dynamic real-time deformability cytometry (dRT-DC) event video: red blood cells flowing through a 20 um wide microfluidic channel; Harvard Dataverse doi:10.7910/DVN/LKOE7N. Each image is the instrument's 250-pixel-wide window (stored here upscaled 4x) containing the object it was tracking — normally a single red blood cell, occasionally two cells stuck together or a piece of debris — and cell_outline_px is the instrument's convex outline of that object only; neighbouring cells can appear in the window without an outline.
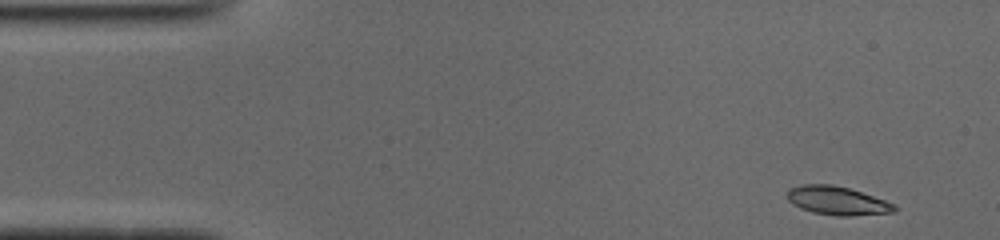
{"species": "common noctule bat (a hibernating species)", "species_latin": "Nyctalus noctula", "temperature_condition": "cold", "stored_images_in_passage": 48, "camera_frame_rate_fps": 3000, "um_per_image_px": 0.085, "animal": {"sex": "male", "body_mass_g": 19.0, "forearm_length_mm": 50.8}, "frame": {"image": 1, "passage_image": 1, "time_ms": 0.0, "image_size_px": [1000, 240], "cell_outline_px": [[896, 212], [848, 216], [836, 216], [812, 212], [800, 208], [792, 204], [788, 200], [788, 188], [800, 184], [832, 184], [848, 188], [896, 204]], "centroid_in_image_um": [71.14, 17.06], "position_along_channel_um": 13.9, "area_um2": 17.86}}
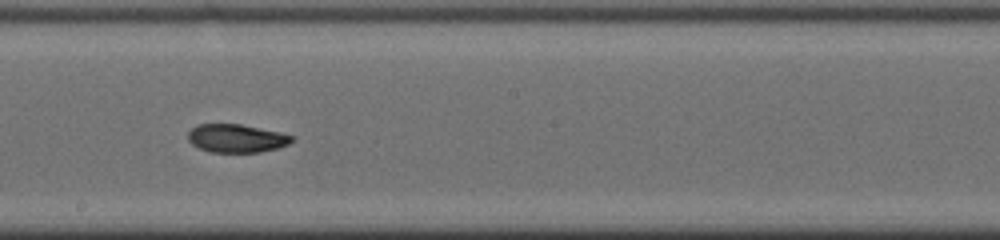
{"frame": {"image": 2, "passage_image": 25, "time_ms": 8.0, "image_size_px": [1000, 240], "cell_outline_px": [[296, 136], [288, 144], [280, 148], [260, 152], [212, 152], [200, 148], [192, 144], [188, 140], [188, 132], [196, 124], [240, 124], [280, 132]], "centroid_in_image_um": [20.12, 11.75], "position_along_channel_um": 228.1, "area_um2": 17.17}}
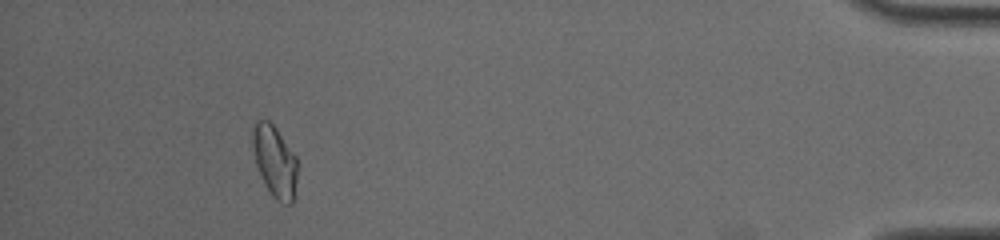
{"frame": {"image": 3, "passage_image": 44, "time_ms": 14.333, "image_size_px": [1000, 240], "cell_outline_px": [[300, 164], [292, 204], [284, 204], [276, 200], [272, 196], [264, 184], [256, 164], [252, 148], [252, 128], [256, 120], [268, 120], [276, 128], [296, 156]], "centroid_in_image_um": [23.37, 13.72], "position_along_channel_um": 411.8, "area_um2": 19.07}, "authors_computed_cell_mechanics": {"area_um2": 18.0914, "velocity_mm_per_s": 3.9284, "shape_relaxation_time_tau1_ms": null, "shape_relaxation_time_tau2_ms": 3.1106, "deformation_change_tau1": null, "deformation_change_tau2": 0.0787}}